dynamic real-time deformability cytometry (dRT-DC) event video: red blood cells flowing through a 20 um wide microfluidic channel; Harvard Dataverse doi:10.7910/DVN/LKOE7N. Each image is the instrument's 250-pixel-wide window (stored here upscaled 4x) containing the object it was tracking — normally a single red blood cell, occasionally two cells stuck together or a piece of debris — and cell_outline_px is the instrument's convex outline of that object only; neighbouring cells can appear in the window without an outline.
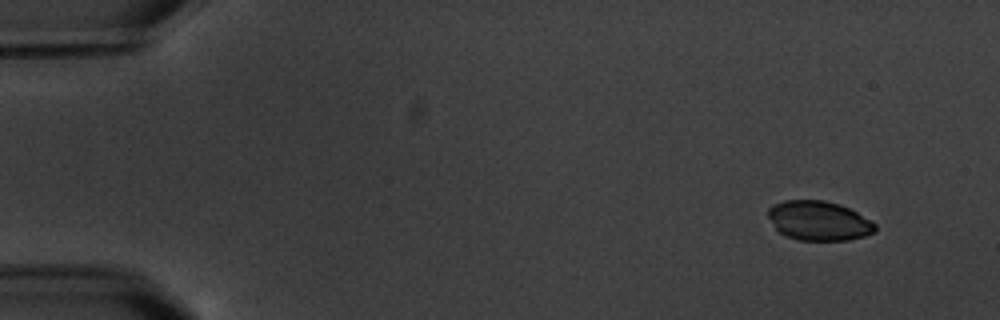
{"species": "common noctule bat (a hibernating species)", "species_latin": "Nyctalus noctula", "temperature_condition": "warm", "stored_images_in_passage": 6, "segment_of_instrument_passage": [2, 2], "camera_frame_rate_fps": 3000, "um_per_image_px": 0.085, "animal": {"sex": "male", "body_mass_g": 20.1, "forearm_length_mm": 53.5}, "frame": {"image": 1, "passage_image": 6, "time_ms": 6.667, "image_size_px": [1000, 320], "cell_outline_px": [[876, 232], [864, 236], [848, 240], [800, 240], [784, 236], [776, 228], [768, 216], [768, 208], [772, 204], [784, 200], [824, 200], [840, 204], [856, 212], [876, 224]], "centroid_in_image_um": [69.59, 18.76], "position_along_channel_um": 15.4, "area_um2": 24.62}}